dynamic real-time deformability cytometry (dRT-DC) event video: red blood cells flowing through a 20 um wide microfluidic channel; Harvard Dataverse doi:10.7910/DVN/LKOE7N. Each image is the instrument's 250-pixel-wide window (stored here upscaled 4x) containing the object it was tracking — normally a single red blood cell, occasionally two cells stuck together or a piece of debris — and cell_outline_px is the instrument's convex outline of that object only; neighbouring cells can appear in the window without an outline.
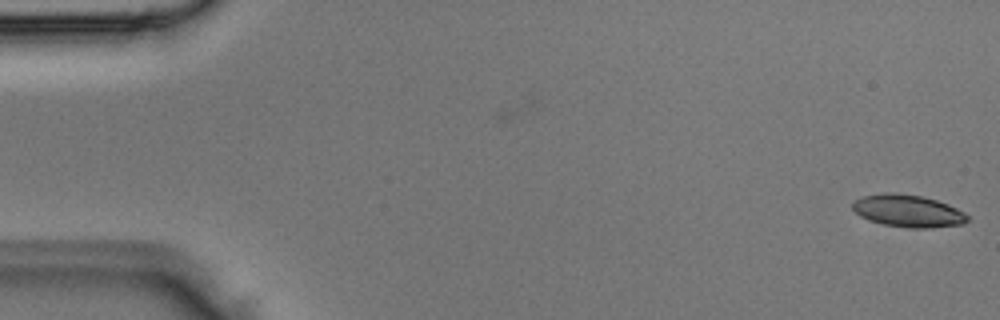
{"species": "Egyptian fruit bat (a non-hibernating species)", "species_latin": "Rousettus aegyptiacus", "temperature_condition": "room temperature", "stored_images_in_passage": 3, "camera_frame_rate_fps": 3000, "um_per_image_px": 0.085, "animal": {"sex": "male"}, "frame": {"image": 1, "passage_image": 1, "time_ms": 0.0, "image_size_px": [1000, 320], "cell_outline_px": [[968, 220], [964, 224], [932, 228], [908, 228], [884, 224], [868, 220], [860, 216], [852, 208], [852, 200], [860, 196], [884, 192], [896, 192], [920, 196], [936, 200], [948, 204], [964, 212], [968, 216]], "centroid_in_image_um": [77.15, 17.92], "position_along_channel_um": 7.9, "area_um2": 21.91}}
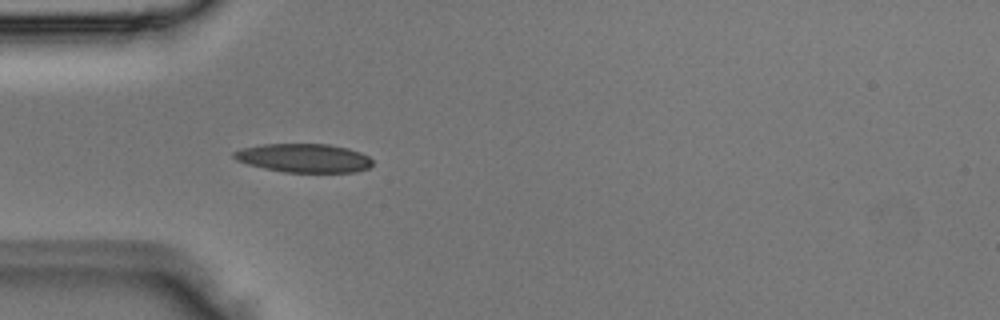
{"frame": {"image": 2, "passage_image": 3, "time_ms": 0.667, "image_size_px": [1000, 320], "cell_outline_px": [[372, 164], [368, 168], [356, 172], [284, 172], [264, 168], [248, 164], [236, 160], [232, 156], [232, 152], [240, 148], [264, 144], [328, 144], [348, 148], [360, 152], [368, 156], [372, 160]], "centroid_in_image_um": [25.81, 13.43], "position_along_channel_um": 59.2, "area_um2": 23.24}}